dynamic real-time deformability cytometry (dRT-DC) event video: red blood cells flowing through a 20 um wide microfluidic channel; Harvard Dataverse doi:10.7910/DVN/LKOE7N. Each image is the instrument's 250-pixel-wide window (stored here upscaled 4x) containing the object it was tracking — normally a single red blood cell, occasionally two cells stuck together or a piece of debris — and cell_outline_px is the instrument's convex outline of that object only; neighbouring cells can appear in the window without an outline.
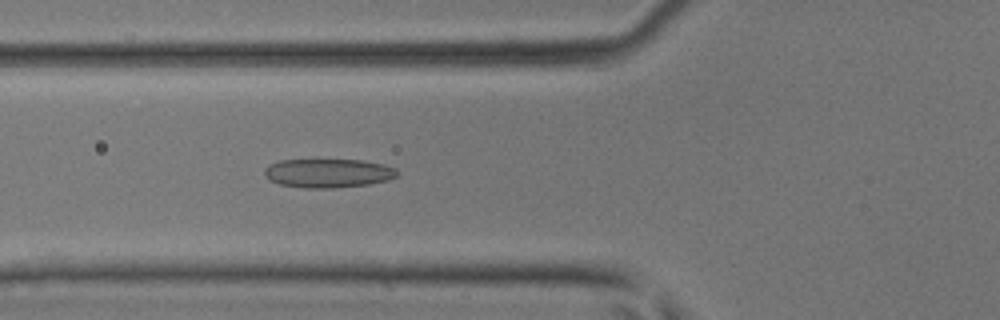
{"species": "common noctule bat (a hibernating species)", "species_latin": "Nyctalus noctula", "temperature_condition": "room temperature", "stored_images_in_passage": 35, "camera_frame_rate_fps": 3000, "um_per_image_px": 0.085, "animal": {"sex": "male", "body_mass_g": 17.9, "forearm_length_mm": 54.2}, "frame": {"image": 1, "passage_image": 6, "time_ms": 1.667, "image_size_px": [1000, 320], "cell_outline_px": [[396, 176], [388, 180], [368, 184], [332, 188], [304, 188], [280, 184], [268, 180], [264, 176], [264, 168], [268, 164], [280, 160], [360, 160], [384, 164], [396, 168]], "centroid_in_image_um": [27.84, 14.72], "position_along_channel_um": 98.0, "area_um2": 22.37}}
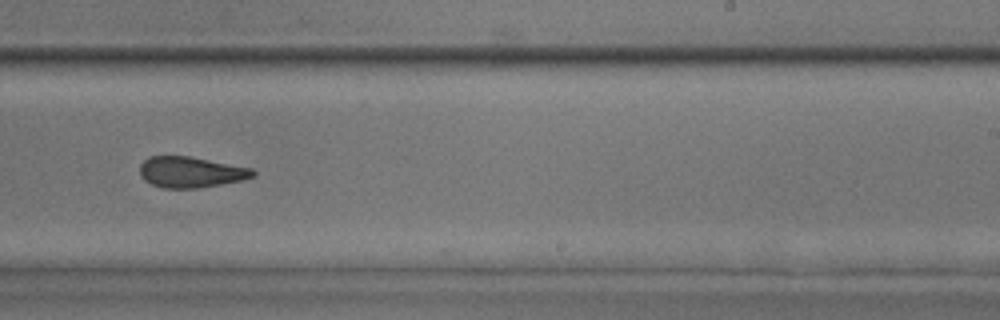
{"frame": {"image": 2, "passage_image": 18, "time_ms": 5.667, "image_size_px": [1000, 320], "cell_outline_px": [[256, 176], [240, 180], [220, 184], [196, 188], [164, 188], [152, 184], [144, 180], [140, 176], [140, 164], [148, 156], [188, 156], [252, 168], [256, 172]], "centroid_in_image_um": [16.19, 14.62], "position_along_channel_um": 272.8, "area_um2": 20.23}}
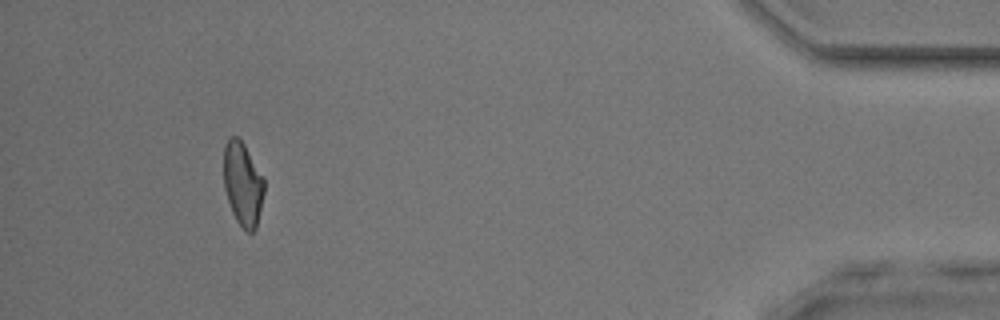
{"frame": {"image": 3, "passage_image": 32, "time_ms": 10.333, "image_size_px": [1000, 320], "cell_outline_px": [[264, 192], [256, 228], [252, 232], [248, 232], [236, 220], [232, 212], [224, 188], [224, 144], [232, 136], [236, 136], [244, 144], [264, 176]], "centroid_in_image_um": [20.64, 15.61], "position_along_channel_um": 414.6, "area_um2": 19.65}}